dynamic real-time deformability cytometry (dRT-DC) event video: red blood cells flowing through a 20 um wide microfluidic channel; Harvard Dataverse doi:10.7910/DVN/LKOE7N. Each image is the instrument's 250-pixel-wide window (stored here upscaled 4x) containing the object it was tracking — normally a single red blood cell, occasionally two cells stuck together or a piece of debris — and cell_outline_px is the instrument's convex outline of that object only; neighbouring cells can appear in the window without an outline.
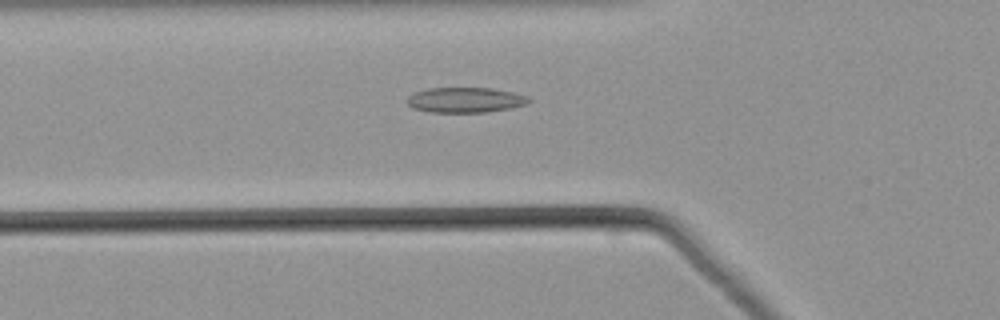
{"species": "common noctule bat (a hibernating species)", "species_latin": "Nyctalus noctula", "temperature_condition": "warm", "stored_images_in_passage": 45, "camera_frame_rate_fps": 3000, "um_per_image_px": 0.085, "animal": {"sex": "male", "body_mass_g": 21.5, "forearm_length_mm": 52.0}, "frame": {"image": 1, "passage_image": 14, "time_ms": 4.333, "image_size_px": [1000, 320], "cell_outline_px": [[532, 100], [528, 104], [508, 108], [484, 112], [432, 112], [412, 108], [404, 100], [412, 92], [428, 88], [492, 88], [516, 92], [528, 96]], "centroid_in_image_um": [39.54, 8.48], "position_along_channel_um": 86.3, "area_um2": 18.09}}
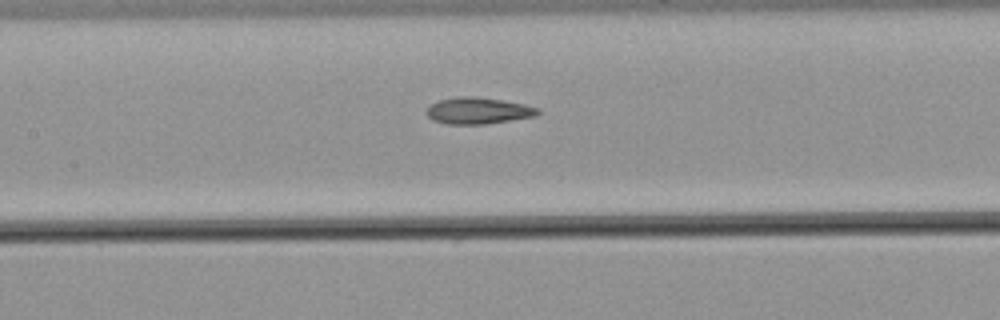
{"frame": {"image": 2, "passage_image": 20, "time_ms": 6.333, "image_size_px": [1000, 320], "cell_outline_px": [[540, 112], [536, 116], [484, 124], [448, 124], [432, 120], [428, 116], [428, 108], [432, 104], [440, 100], [464, 96], [468, 96], [500, 100], [524, 104], [540, 108]], "centroid_in_image_um": [40.68, 9.42], "position_along_channel_um": 166.7, "area_um2": 16.82}}
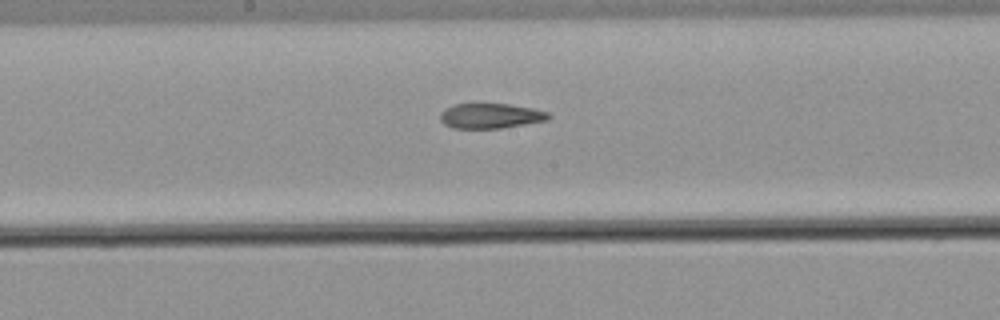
{"frame": {"image": 3, "passage_image": 23, "time_ms": 7.333, "image_size_px": [1000, 320], "cell_outline_px": [[552, 116], [548, 120], [500, 128], [452, 128], [444, 124], [440, 120], [440, 112], [444, 108], [452, 104], [508, 104], [532, 108], [548, 112]], "centroid_in_image_um": [41.67, 9.84], "position_along_channel_um": 206.5, "area_um2": 15.84}}